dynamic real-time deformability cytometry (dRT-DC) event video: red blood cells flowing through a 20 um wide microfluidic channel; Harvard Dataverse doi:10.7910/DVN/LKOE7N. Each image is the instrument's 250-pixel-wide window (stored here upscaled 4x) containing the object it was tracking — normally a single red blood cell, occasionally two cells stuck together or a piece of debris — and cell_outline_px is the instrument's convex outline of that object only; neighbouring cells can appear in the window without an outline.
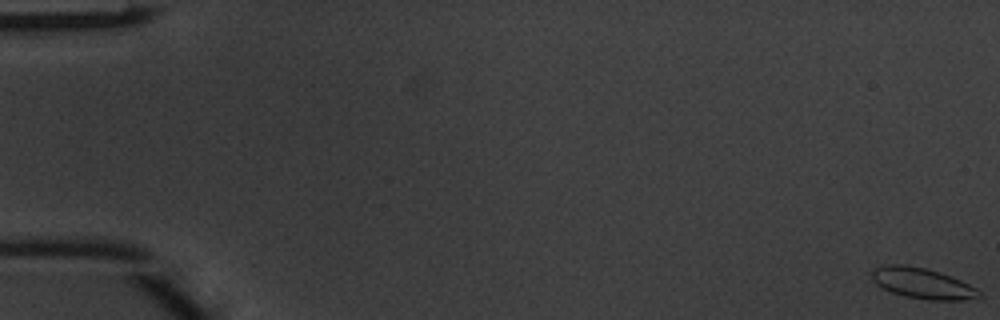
{"species": "common noctule bat (a hibernating species)", "species_latin": "Nyctalus noctula", "temperature_condition": "warm", "stored_images_in_passage": 50, "camera_frame_rate_fps": 3000, "um_per_image_px": 0.085, "animal": {"sex": "male", "body_mass_g": 20.1, "forearm_length_mm": 53.5}, "frame": {"image": 1, "passage_image": 1, "time_ms": 0.0, "image_size_px": [1000, 320], "cell_outline_px": [[984, 296], [964, 300], [928, 300], [904, 296], [892, 292], [876, 284], [872, 280], [872, 268], [888, 264], [904, 264], [924, 268], [940, 272], [960, 280], [976, 288]], "centroid_in_image_um": [78.4, 24.08], "position_along_channel_um": 6.6, "area_um2": 19.19}}
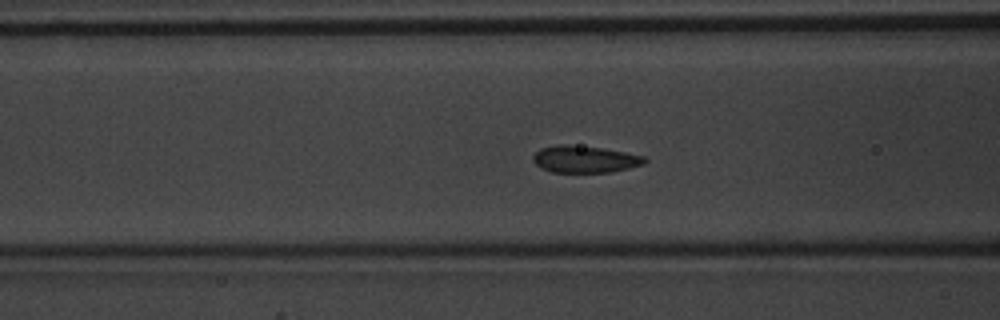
{"frame": {"image": 2, "passage_image": 21, "time_ms": 6.667, "image_size_px": [1000, 320], "cell_outline_px": [[648, 160], [644, 164], [612, 172], [552, 172], [540, 168], [532, 160], [532, 156], [540, 148], [560, 144], [568, 144], [600, 148], [624, 152], [644, 156]], "centroid_in_image_um": [49.68, 13.53], "position_along_channel_um": 116.9, "area_um2": 17.51}}
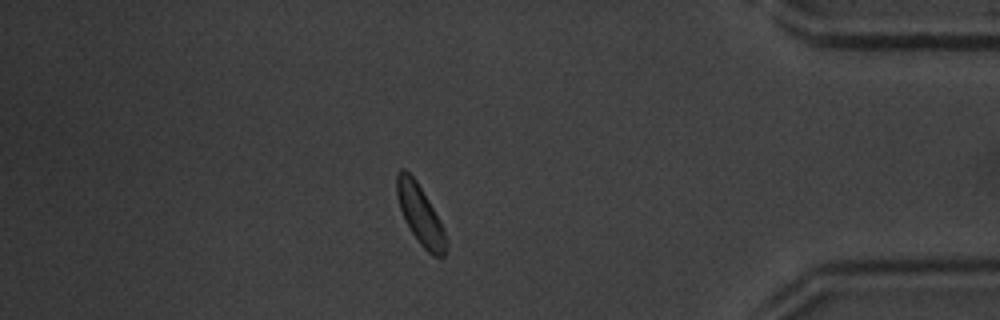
{"frame": {"image": 3, "passage_image": 44, "time_ms": 14.333, "image_size_px": [1000, 320], "cell_outline_px": [[448, 248], [444, 256], [432, 256], [420, 244], [412, 232], [400, 208], [396, 196], [396, 176], [400, 168], [404, 168], [416, 180], [440, 220], [444, 228], [448, 240]], "centroid_in_image_um": [35.74, 18.26], "position_along_channel_um": 399.5, "area_um2": 16.99}}